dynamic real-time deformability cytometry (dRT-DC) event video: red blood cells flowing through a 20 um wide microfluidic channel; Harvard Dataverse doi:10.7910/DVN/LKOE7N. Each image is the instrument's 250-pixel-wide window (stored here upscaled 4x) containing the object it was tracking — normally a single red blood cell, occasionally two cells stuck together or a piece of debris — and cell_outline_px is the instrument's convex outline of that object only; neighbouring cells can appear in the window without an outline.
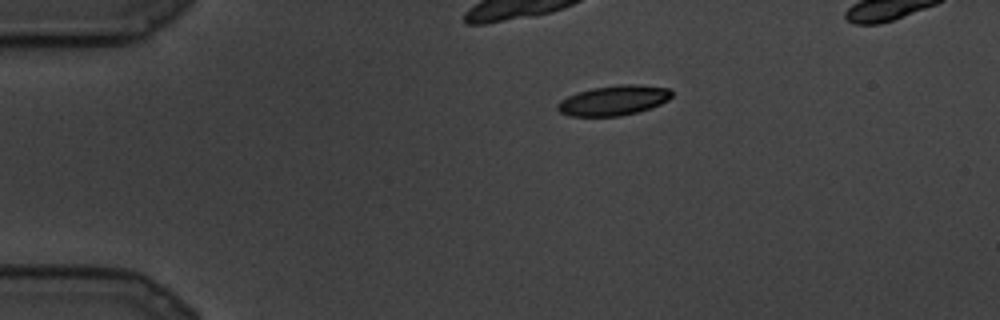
{"species": "common noctule bat (a hibernating species)", "species_latin": "Nyctalus noctula", "temperature_condition": "cold", "stored_images_in_passage": 51, "camera_frame_rate_fps": 3000, "um_per_image_px": 0.085, "animal": {"sex": "male", "body_mass_g": 19.5, "forearm_length_mm": 54.6}, "frame": {"image": 1, "passage_image": 1, "time_ms": 0.0, "image_size_px": [1000, 320], "cell_outline_px": [[672, 96], [668, 100], [652, 108], [620, 116], [568, 116], [560, 112], [556, 108], [556, 104], [560, 100], [576, 92], [592, 88], [620, 84], [636, 84], [668, 88], [672, 92]], "centroid_in_image_um": [52.14, 8.53], "position_along_channel_um": 32.9, "area_um2": 20.06}}